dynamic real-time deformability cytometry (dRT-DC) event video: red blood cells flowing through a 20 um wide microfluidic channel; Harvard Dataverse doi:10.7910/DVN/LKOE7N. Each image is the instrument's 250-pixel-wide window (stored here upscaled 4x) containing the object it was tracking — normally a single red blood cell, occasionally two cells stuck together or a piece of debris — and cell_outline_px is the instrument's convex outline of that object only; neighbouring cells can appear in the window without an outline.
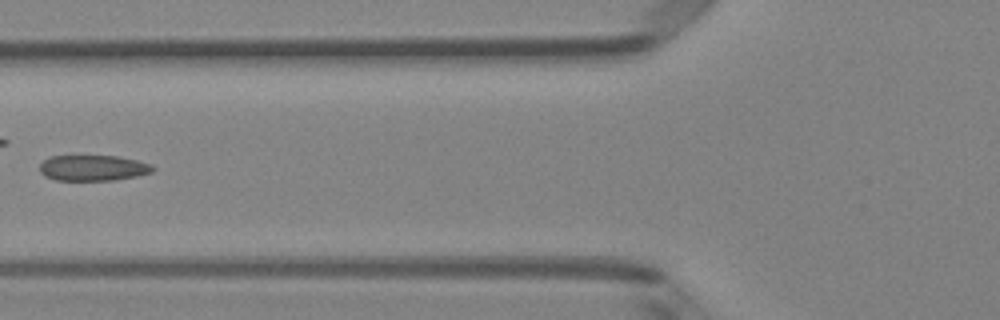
{"species": "Egyptian fruit bat (a non-hibernating species)", "species_latin": "Rousettus aegyptiacus", "temperature_condition": "room temperature", "stored_images_in_passage": 6, "camera_frame_rate_fps": 3000, "um_per_image_px": 0.085, "animal": {"sex": "female"}, "frame": {"image": 1, "passage_image": 6, "time_ms": 1.667, "image_size_px": [1000, 320], "cell_outline_px": [[156, 168], [152, 172], [136, 176], [116, 180], [56, 180], [44, 176], [40, 172], [40, 164], [48, 156], [116, 156], [136, 160], [152, 164]], "centroid_in_image_um": [7.91, 14.27], "position_along_channel_um": 117.9, "area_um2": 16.99}}